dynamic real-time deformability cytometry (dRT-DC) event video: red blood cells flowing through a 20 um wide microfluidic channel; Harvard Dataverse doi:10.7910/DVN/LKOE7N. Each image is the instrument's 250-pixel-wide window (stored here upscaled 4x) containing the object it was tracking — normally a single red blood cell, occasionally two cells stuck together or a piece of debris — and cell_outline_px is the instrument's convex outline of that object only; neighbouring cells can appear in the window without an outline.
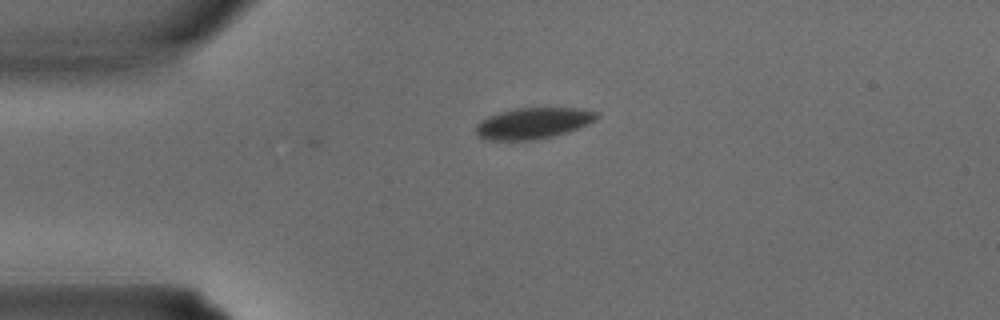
{"species": "common noctule bat (a hibernating species)", "species_latin": "Nyctalus noctula", "temperature_condition": "warm", "stored_images_in_passage": 2, "camera_frame_rate_fps": 3000, "um_per_image_px": 0.085, "animal": {"sex": "male", "body_mass_g": 15.6}, "frame": {"image": 1, "passage_image": 1, "time_ms": 0.0, "image_size_px": [1000, 320], "cell_outline_px": [[600, 116], [588, 124], [552, 136], [532, 140], [488, 140], [476, 136], [476, 124], [480, 120], [488, 116], [500, 112], [516, 108], [580, 108], [600, 112]], "centroid_in_image_um": [45.29, 10.46], "position_along_channel_um": 39.7, "area_um2": 21.85}}
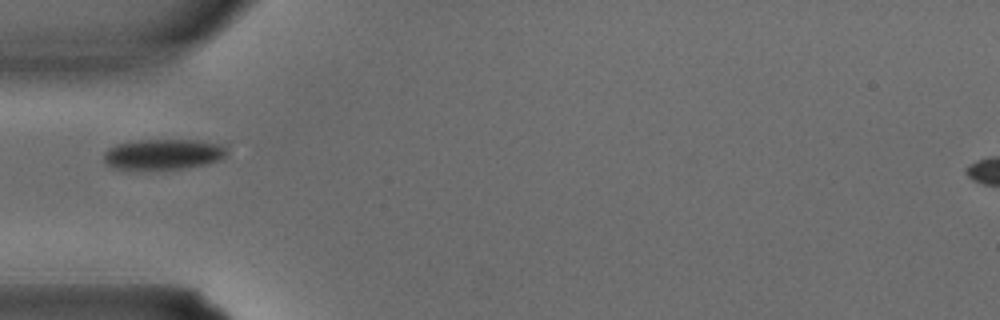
{"frame": {"image": 2, "passage_image": 2, "time_ms": 0.333, "image_size_px": [1000, 320], "cell_outline_px": [[228, 152], [220, 160], [208, 164], [184, 168], [112, 168], [104, 160], [104, 152], [108, 148], [116, 144], [128, 140], [196, 140], [228, 144]], "centroid_in_image_um": [13.94, 13.08], "position_along_channel_um": 71.1, "area_um2": 22.02}}